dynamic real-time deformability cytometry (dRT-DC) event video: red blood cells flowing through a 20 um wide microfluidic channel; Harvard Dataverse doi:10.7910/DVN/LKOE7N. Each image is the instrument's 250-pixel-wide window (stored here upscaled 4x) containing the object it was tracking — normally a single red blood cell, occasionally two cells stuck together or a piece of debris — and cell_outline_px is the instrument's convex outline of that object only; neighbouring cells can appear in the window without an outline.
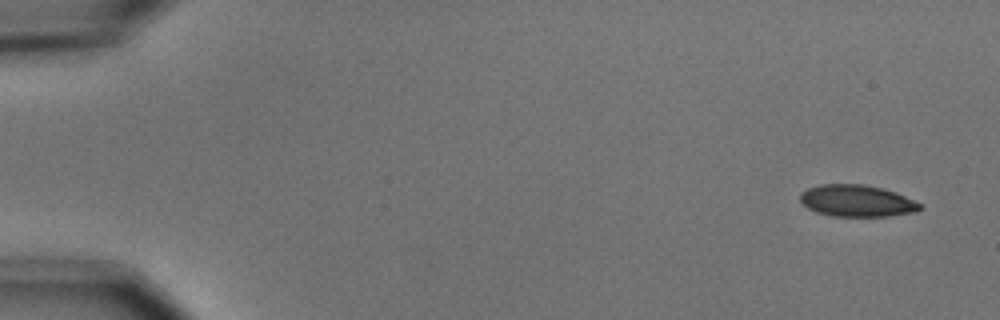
{"species": "common noctule bat (a hibernating species)", "species_latin": "Nyctalus noctula", "temperature_condition": "cold", "stored_images_in_passage": 5, "camera_frame_rate_fps": 3000, "um_per_image_px": 0.085, "animal": {"sex": "male", "body_mass_g": 15.6}, "frame": {"image": 1, "passage_image": 1, "time_ms": 0.0, "image_size_px": [1000, 320], "cell_outline_px": [[924, 208], [916, 212], [888, 216], [832, 216], [816, 212], [808, 208], [800, 200], [800, 192], [808, 188], [820, 184], [864, 184], [896, 192], [920, 204]], "centroid_in_image_um": [72.82, 17.07], "position_along_channel_um": 12.2, "area_um2": 22.14}}
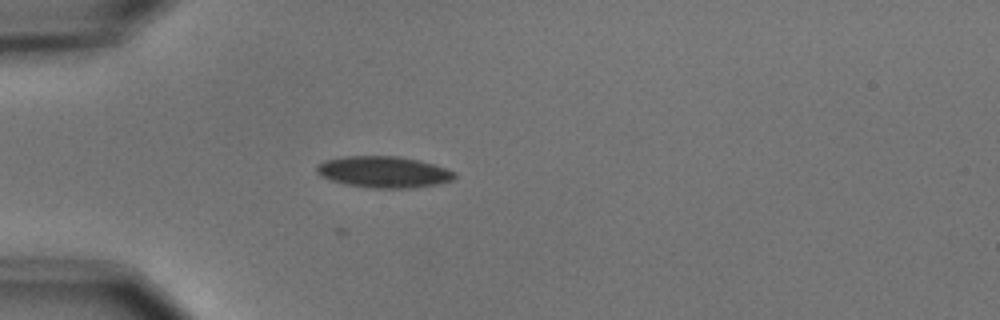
{"frame": {"image": 2, "passage_image": 4, "time_ms": 4.333, "image_size_px": [1000, 320], "cell_outline_px": [[456, 176], [452, 180], [436, 184], [412, 188], [372, 188], [344, 184], [320, 176], [316, 172], [316, 164], [324, 160], [344, 156], [396, 156], [420, 160], [456, 172]], "centroid_in_image_um": [32.57, 14.61], "position_along_channel_um": 52.4, "area_um2": 25.26}}